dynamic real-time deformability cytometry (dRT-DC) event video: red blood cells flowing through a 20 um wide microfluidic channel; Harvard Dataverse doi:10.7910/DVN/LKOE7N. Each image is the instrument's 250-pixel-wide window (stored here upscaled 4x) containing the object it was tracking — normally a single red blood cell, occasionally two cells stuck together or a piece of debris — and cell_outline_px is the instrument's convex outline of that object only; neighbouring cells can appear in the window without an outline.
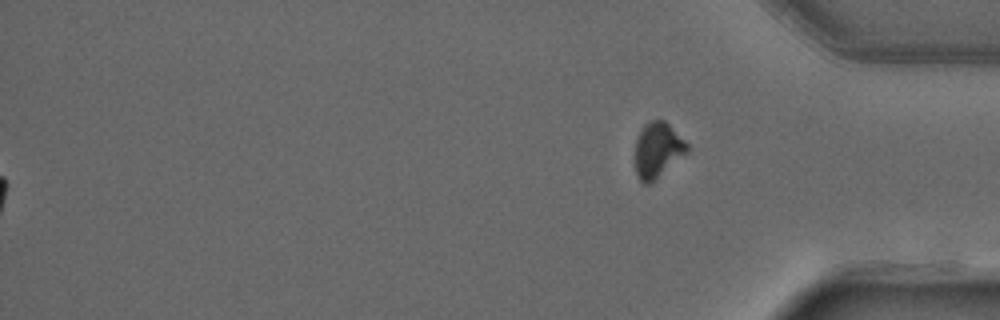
{"species": "common noctule bat (a hibernating species)", "species_latin": "Nyctalus noctula", "temperature_condition": "warm", "stored_images_in_passage": 52, "segment_of_instrument_passage": [2, 2], "camera_frame_rate_fps": 3000, "um_per_image_px": 0.085, "animal": {"sex": "male", "forearm_length_mm": 52.5}, "frame": {"image": 1, "passage_image": 52, "time_ms": 17.0, "image_size_px": [1000, 320], "cell_outline_px": [[688, 152], [648, 184], [644, 184], [636, 176], [636, 140], [644, 124], [652, 120], [664, 120], [688, 144]], "centroid_in_image_um": [55.89, 12.74], "position_along_channel_um": 379.3, "area_um2": 16.3}}